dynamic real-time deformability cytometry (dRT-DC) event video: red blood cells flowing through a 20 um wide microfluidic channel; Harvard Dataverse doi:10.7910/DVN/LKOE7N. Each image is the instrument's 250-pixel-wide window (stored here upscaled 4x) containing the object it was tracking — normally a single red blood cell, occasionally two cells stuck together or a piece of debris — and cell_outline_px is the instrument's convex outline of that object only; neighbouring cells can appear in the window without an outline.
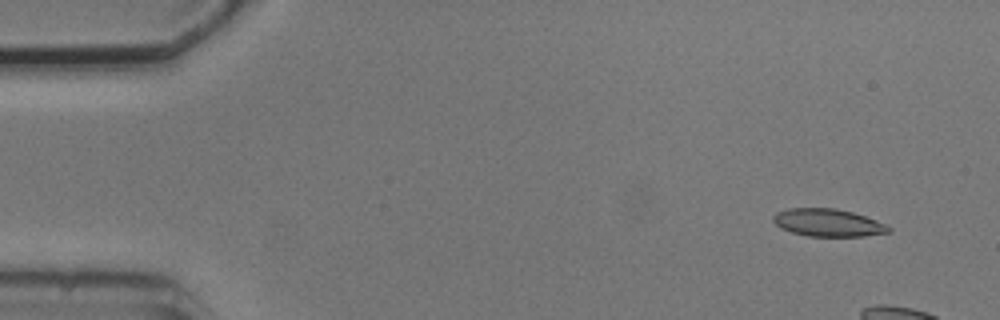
{"species": "common noctule bat (a hibernating species)", "species_latin": "Nyctalus noctula", "temperature_condition": "cold", "stored_images_in_passage": 6, "camera_frame_rate_fps": 3000, "um_per_image_px": 0.085, "animal": {"sex": "male", "body_mass_g": 20.5, "forearm_length_mm": 52.5}, "frame": {"image": 1, "passage_image": 1, "time_ms": 0.0, "image_size_px": [1000, 320], "cell_outline_px": [[892, 232], [864, 236], [808, 236], [792, 232], [780, 228], [772, 220], [772, 216], [776, 212], [788, 208], [836, 208], [852, 212], [888, 224], [892, 228]], "centroid_in_image_um": [70.39, 18.93], "position_along_channel_um": 14.6, "area_um2": 18.73}}
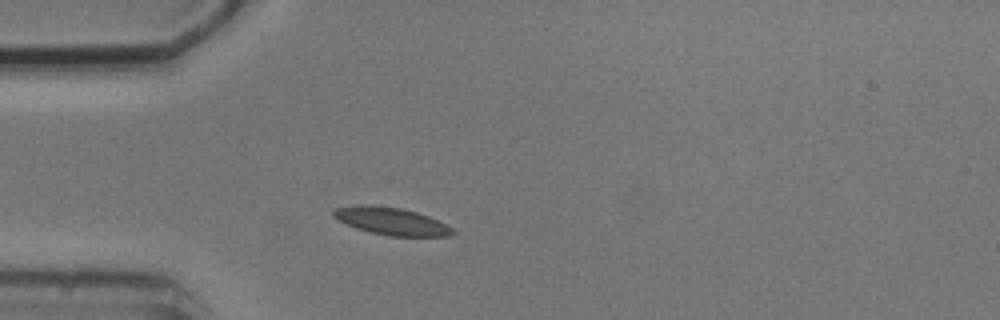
{"frame": {"image": 2, "passage_image": 4, "time_ms": 5.0, "image_size_px": [1000, 320], "cell_outline_px": [[456, 232], [448, 236], [388, 236], [368, 232], [356, 228], [332, 216], [332, 208], [360, 204], [368, 204], [400, 208], [416, 212], [428, 216], [452, 228]], "centroid_in_image_um": [33.21, 18.79], "position_along_channel_um": 51.8, "area_um2": 19.02}}
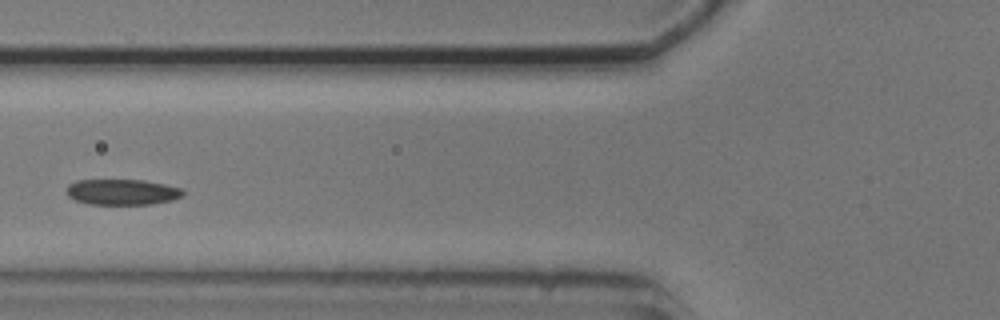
{"frame": {"image": 3, "passage_image": 6, "time_ms": 7.0, "image_size_px": [1000, 320], "cell_outline_px": [[184, 196], [172, 200], [152, 204], [88, 204], [76, 200], [68, 196], [64, 192], [68, 184], [76, 180], [144, 180], [184, 188]], "centroid_in_image_um": [10.39, 16.32], "position_along_channel_um": 115.4, "area_um2": 17.69}}